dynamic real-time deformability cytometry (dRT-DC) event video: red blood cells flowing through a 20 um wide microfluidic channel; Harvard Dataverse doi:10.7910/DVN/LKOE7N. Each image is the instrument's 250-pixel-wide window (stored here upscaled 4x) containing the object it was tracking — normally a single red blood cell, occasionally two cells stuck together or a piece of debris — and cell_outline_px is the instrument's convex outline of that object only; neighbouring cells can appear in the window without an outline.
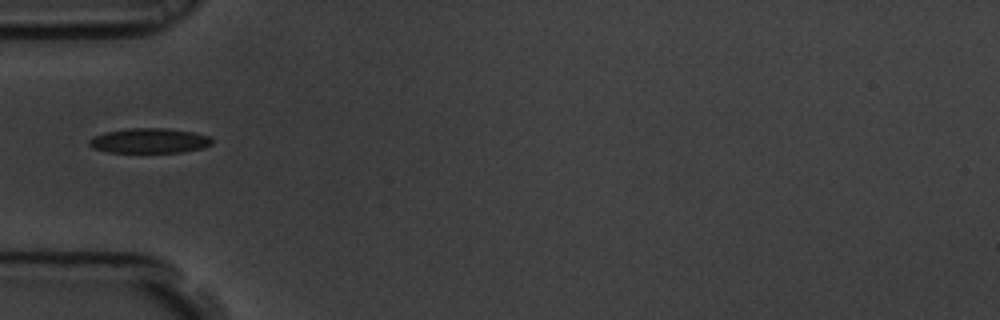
{"species": "common noctule bat (a hibernating species)", "species_latin": "Nyctalus noctula", "temperature_condition": "room temperature", "stored_images_in_passage": 41, "camera_frame_rate_fps": 3000, "um_per_image_px": 0.085, "animal": {"sex": "male", "body_mass_g": 19.5, "forearm_length_mm": 54.6}, "frame": {"image": 1, "passage_image": 1, "time_ms": 0.0, "image_size_px": [1000, 320], "cell_outline_px": [[212, 144], [200, 148], [184, 152], [108, 152], [92, 148], [88, 144], [88, 140], [92, 136], [104, 132], [128, 128], [168, 128], [196, 132], [212, 136]], "centroid_in_image_um": [12.69, 11.95], "position_along_channel_um": 72.3, "area_um2": 18.09}}
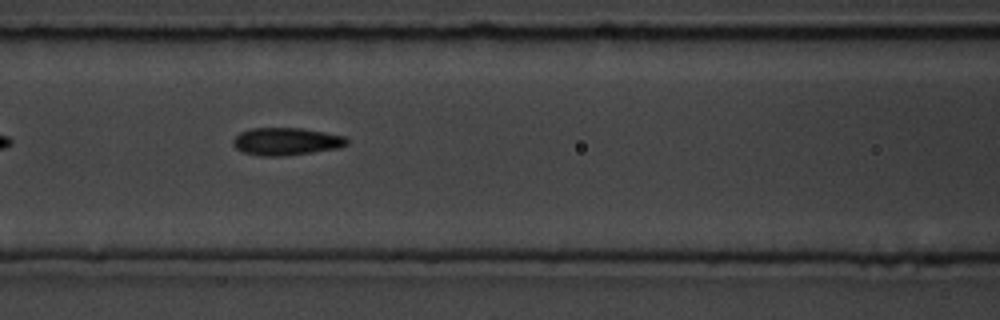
{"frame": {"image": 2, "passage_image": 7, "time_ms": 2.0, "image_size_px": [1000, 320], "cell_outline_px": [[348, 144], [340, 148], [284, 156], [260, 156], [244, 152], [236, 148], [232, 144], [232, 140], [240, 132], [252, 128], [300, 128], [324, 132], [344, 136], [348, 140]], "centroid_in_image_um": [24.32, 12.02], "position_along_channel_um": 142.3, "area_um2": 18.26}}
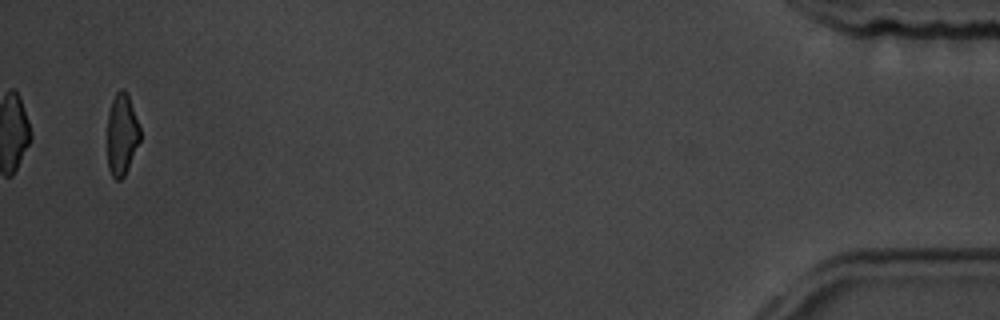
{"frame": {"image": 3, "passage_image": 39, "time_ms": 12.667, "image_size_px": [1000, 320], "cell_outline_px": [[140, 140], [124, 176], [120, 180], [116, 180], [112, 176], [108, 168], [108, 112], [112, 100], [116, 92], [120, 88], [124, 88], [128, 92], [140, 128]], "centroid_in_image_um": [10.35, 11.38], "position_along_channel_um": 424.8, "area_um2": 15.61}, "authors_computed_cell_mechanics": {"area_um2": 17.629, "velocity_mm_per_s": 3.4641, "shape_relaxation_time_tau1_ms": 5.2074, "shape_relaxation_time_tau2_ms": 2.9397, "deformation_change_tau1": 0.1245, "deformation_change_tau2": 0.0895}}